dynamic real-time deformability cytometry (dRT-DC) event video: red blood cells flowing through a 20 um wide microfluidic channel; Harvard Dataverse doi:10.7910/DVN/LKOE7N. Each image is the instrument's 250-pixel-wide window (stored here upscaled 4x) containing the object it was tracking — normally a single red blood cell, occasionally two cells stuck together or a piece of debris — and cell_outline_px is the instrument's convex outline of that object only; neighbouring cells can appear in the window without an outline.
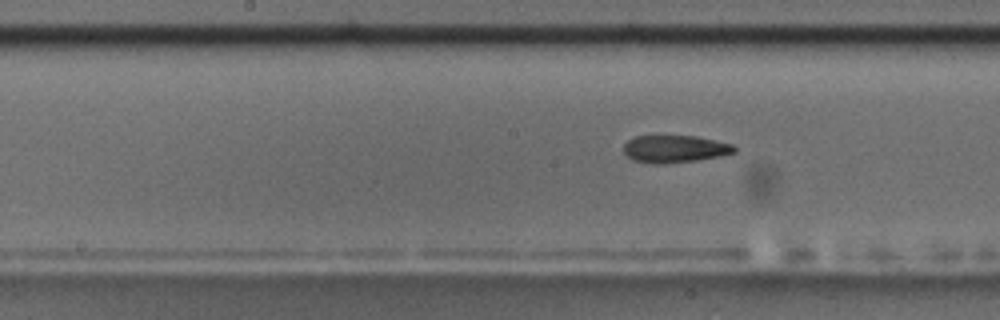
{"species": "common noctule bat (a hibernating species)", "species_latin": "Nyctalus noctula", "temperature_condition": "room temperature", "stored_images_in_passage": 14, "camera_frame_rate_fps": 3000, "um_per_image_px": 0.085, "animal": {"sex": "male", "body_mass_g": 17.5, "forearm_length_mm": 52.3}, "frame": {"image": 1, "passage_image": 7, "time_ms": 8.0, "image_size_px": [1000, 320], "cell_outline_px": [[736, 152], [720, 156], [696, 160], [664, 164], [652, 164], [632, 160], [624, 152], [624, 144], [628, 140], [636, 136], [656, 132], [696, 136], [716, 140], [732, 144], [736, 148]], "centroid_in_image_um": [57.31, 12.6], "position_along_channel_um": 190.9, "area_um2": 18.55}}